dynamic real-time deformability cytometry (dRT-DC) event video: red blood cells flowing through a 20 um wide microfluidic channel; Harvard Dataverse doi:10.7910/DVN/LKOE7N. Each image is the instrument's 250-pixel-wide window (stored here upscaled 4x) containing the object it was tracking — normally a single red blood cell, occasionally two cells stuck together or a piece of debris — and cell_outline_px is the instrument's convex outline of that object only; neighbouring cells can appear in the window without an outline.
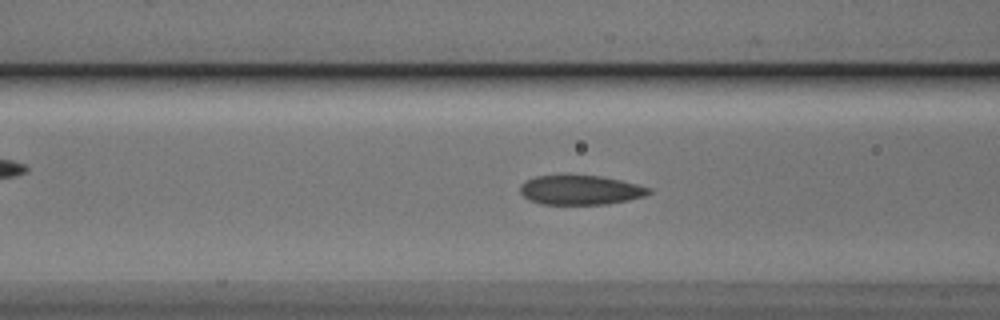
{"species": "Egyptian fruit bat (a non-hibernating species)", "species_latin": "Rousettus aegyptiacus", "temperature_condition": "cold", "stored_images_in_passage": 54, "camera_frame_rate_fps": 3000, "um_per_image_px": 0.085, "animal": {"sex": "male"}, "frame": {"image": 1, "passage_image": 21, "time_ms": 6.667, "image_size_px": [1000, 320], "cell_outline_px": [[652, 192], [644, 196], [628, 200], [608, 204], [540, 204], [528, 200], [520, 192], [520, 188], [528, 180], [536, 176], [600, 176], [620, 180], [648, 188]], "centroid_in_image_um": [49.33, 16.17], "position_along_channel_um": 117.3, "area_um2": 21.62}}
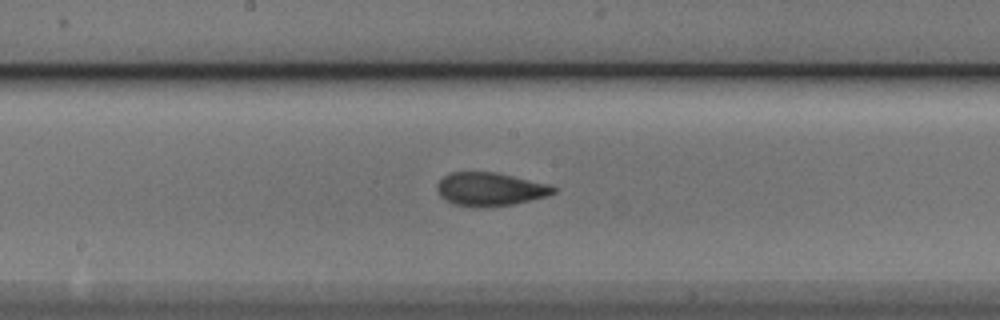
{"frame": {"image": 2, "passage_image": 28, "time_ms": 9.0, "image_size_px": [1000, 320], "cell_outline_px": [[556, 192], [548, 196], [512, 204], [484, 208], [476, 208], [452, 204], [440, 196], [436, 188], [440, 180], [444, 176], [452, 172], [496, 172], [548, 184], [556, 188]], "centroid_in_image_um": [41.64, 16.09], "position_along_channel_um": 206.6, "area_um2": 22.72}}
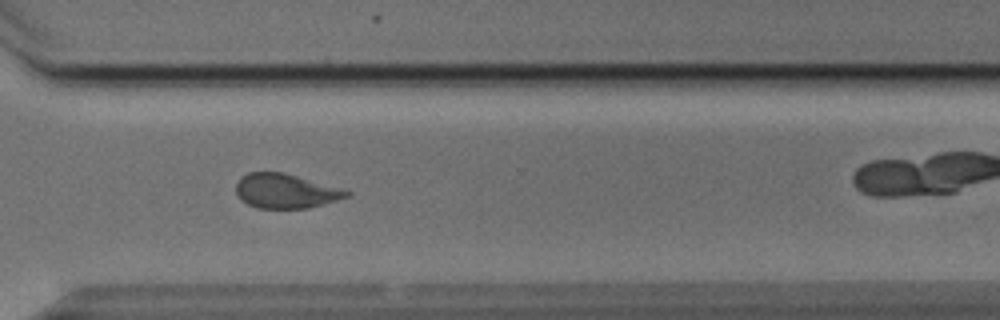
{"frame": {"image": 3, "passage_image": 39, "time_ms": 12.667, "image_size_px": [1000, 320], "cell_outline_px": [[352, 192], [348, 196], [336, 200], [308, 208], [256, 208], [248, 204], [236, 192], [236, 184], [240, 176], [248, 172], [280, 172], [344, 188]], "centroid_in_image_um": [24.28, 16.23], "position_along_channel_um": 346.3, "area_um2": 22.02}, "authors_computed_cell_mechanics": {"area_um2": 22.9177, "velocity_mm_per_s": 3.8168, "shape_relaxation_time_tau1_ms": 3.4127, "shape_relaxation_time_tau2_ms": 1.3797, "deformation_change_tau1": 0.1161, "deformation_change_tau2": 0.0752}}